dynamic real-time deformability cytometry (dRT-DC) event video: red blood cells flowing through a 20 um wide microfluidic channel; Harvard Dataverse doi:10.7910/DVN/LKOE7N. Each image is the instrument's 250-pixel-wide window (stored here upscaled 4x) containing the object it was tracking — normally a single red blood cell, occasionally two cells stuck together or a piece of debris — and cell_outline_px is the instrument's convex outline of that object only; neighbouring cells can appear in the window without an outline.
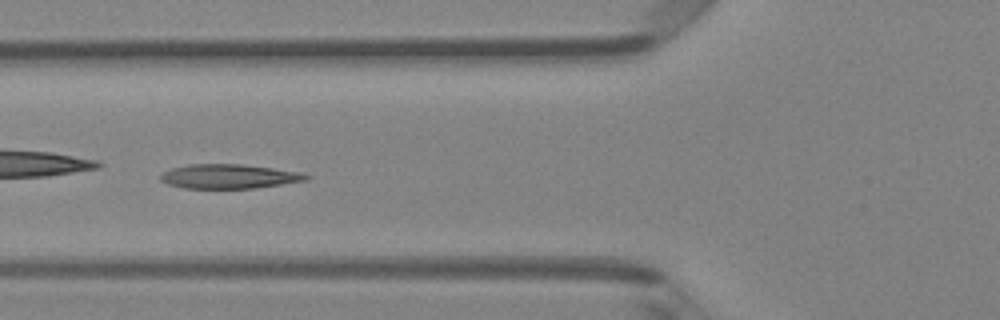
{"species": "Egyptian fruit bat (a non-hibernating species)", "species_latin": "Rousettus aegyptiacus", "temperature_condition": "room temperature", "stored_images_in_passage": 51, "camera_frame_rate_fps": 3000, "um_per_image_px": 0.085, "animal": {"sex": "female"}, "frame": {"image": 1, "passage_image": 20, "time_ms": 6.333, "image_size_px": [1000, 320], "cell_outline_px": [[312, 176], [308, 180], [252, 188], [184, 188], [168, 184], [160, 180], [160, 176], [164, 172], [172, 168], [188, 164], [240, 164], [272, 168], [300, 172]], "centroid_in_image_um": [19.46, 14.99], "position_along_channel_um": 106.3, "area_um2": 20.46}}
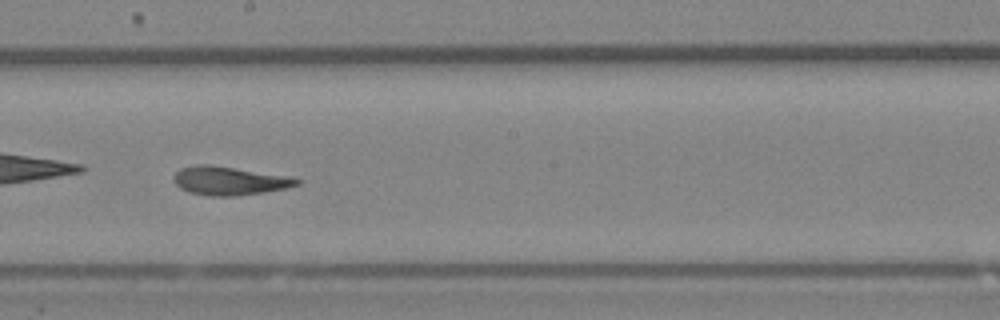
{"frame": {"image": 2, "passage_image": 29, "time_ms": 9.333, "image_size_px": [1000, 320], "cell_outline_px": [[304, 180], [300, 184], [284, 188], [264, 192], [236, 196], [212, 196], [188, 192], [180, 188], [176, 184], [172, 176], [180, 168], [196, 164], [208, 164], [284, 176]], "centroid_in_image_um": [19.44, 15.37], "position_along_channel_um": 228.8, "area_um2": 20.23}}
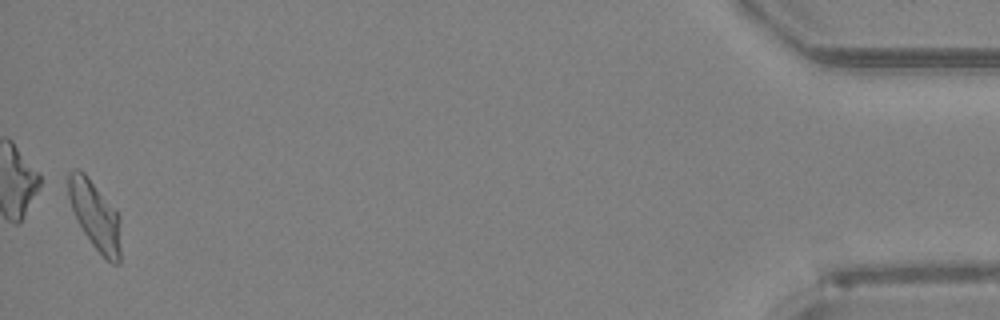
{"frame": {"image": 3, "passage_image": 50, "time_ms": 16.333, "image_size_px": [1000, 320], "cell_outline_px": [[120, 264], [112, 264], [92, 244], [84, 232], [72, 208], [68, 196], [68, 172], [76, 168], [80, 168], [88, 176], [120, 216]], "centroid_in_image_um": [8.09, 18.28], "position_along_channel_um": 427.1, "area_um2": 20.69}, "authors_computed_cell_mechanics": {"area_um2": 20.7502, "velocity_mm_per_s": 4.0895, "shape_relaxation_time_tau1_ms": 5.33, "shape_relaxation_time_tau2_ms": 1.9835, "deformation_change_tau1": 0.1858, "deformation_change_tau2": 0.109}}